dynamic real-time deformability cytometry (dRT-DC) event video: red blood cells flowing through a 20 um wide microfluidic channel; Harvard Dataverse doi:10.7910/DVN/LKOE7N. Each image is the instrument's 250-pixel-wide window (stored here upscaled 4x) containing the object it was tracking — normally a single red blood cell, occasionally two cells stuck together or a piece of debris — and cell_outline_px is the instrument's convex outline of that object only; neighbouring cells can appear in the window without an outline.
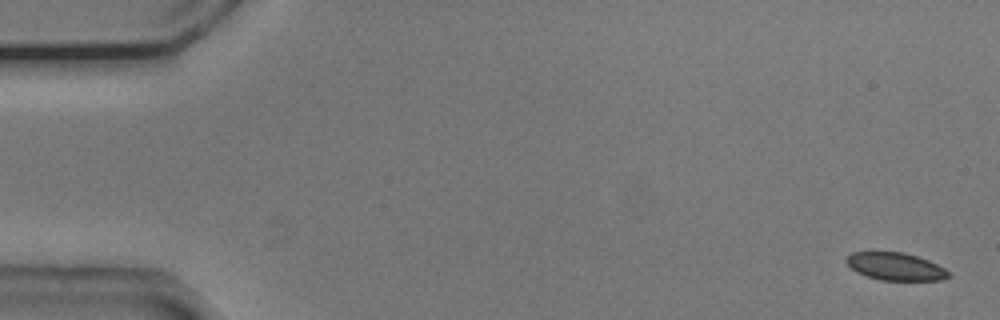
{"species": "common noctule bat (a hibernating species)", "species_latin": "Nyctalus noctula", "temperature_condition": "cold", "stored_images_in_passage": 3, "camera_frame_rate_fps": 3000, "um_per_image_px": 0.085, "animal": {"sex": "male", "body_mass_g": 20.5, "forearm_length_mm": 52.5}, "frame": {"image": 1, "passage_image": 1, "time_ms": 0.0, "image_size_px": [1000, 320], "cell_outline_px": [[952, 276], [944, 280], [880, 280], [856, 272], [844, 260], [852, 252], [904, 252], [928, 260], [944, 268]], "centroid_in_image_um": [76.13, 22.65], "position_along_channel_um": 8.9, "area_um2": 16.36}}